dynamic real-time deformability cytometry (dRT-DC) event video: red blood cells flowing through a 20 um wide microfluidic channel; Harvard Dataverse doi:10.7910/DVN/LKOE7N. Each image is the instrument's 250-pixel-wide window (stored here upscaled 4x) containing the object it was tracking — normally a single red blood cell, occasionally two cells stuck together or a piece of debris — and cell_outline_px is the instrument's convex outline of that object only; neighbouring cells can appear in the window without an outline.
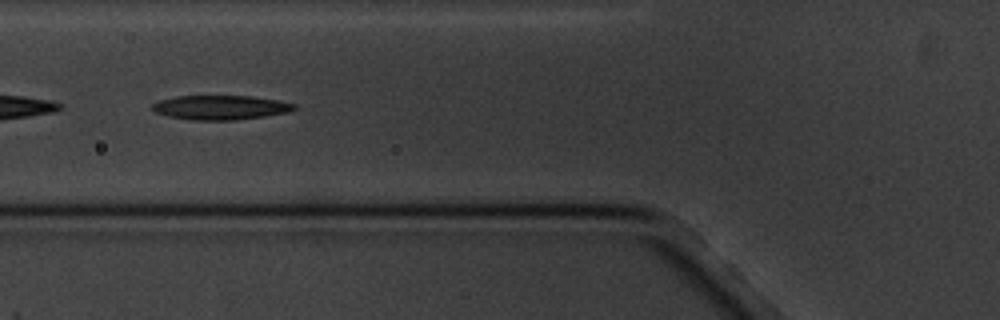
{"species": "common noctule bat (a hibernating species)", "species_latin": "Nyctalus noctula", "temperature_condition": "cold", "stored_images_in_passage": 9, "camera_frame_rate_fps": 3000, "um_per_image_px": 0.085, "animal": {"sex": "male", "body_mass_g": 20.1, "forearm_length_mm": 53.5}, "frame": {"image": 1, "passage_image": 6, "time_ms": 6.0, "image_size_px": [1000, 320], "cell_outline_px": [[296, 108], [288, 112], [264, 116], [236, 120], [192, 120], [168, 116], [156, 112], [152, 108], [152, 104], [160, 100], [176, 96], [252, 96], [276, 100], [296, 104]], "centroid_in_image_um": [18.74, 9.13], "position_along_channel_um": 107.1, "area_um2": 20.0}}
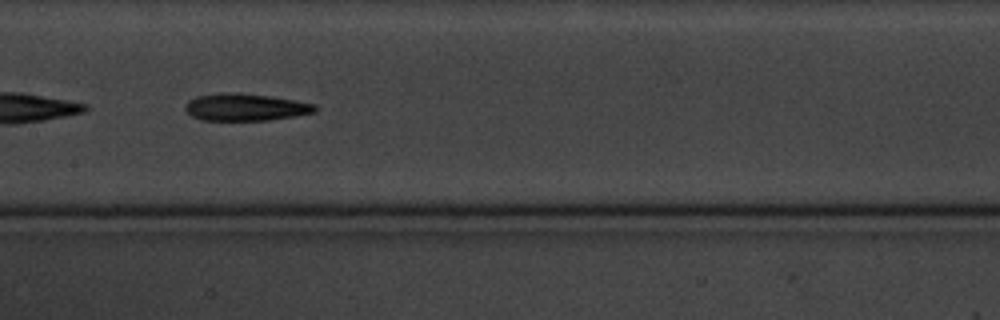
{"frame": {"image": 2, "passage_image": 8, "time_ms": 8.333, "image_size_px": [1000, 320], "cell_outline_px": [[316, 112], [296, 116], [268, 120], [200, 120], [192, 116], [184, 108], [184, 104], [188, 100], [196, 96], [220, 92], [236, 92], [272, 96], [316, 104]], "centroid_in_image_um": [20.84, 9.1], "position_along_channel_um": 186.6, "area_um2": 20.81}}